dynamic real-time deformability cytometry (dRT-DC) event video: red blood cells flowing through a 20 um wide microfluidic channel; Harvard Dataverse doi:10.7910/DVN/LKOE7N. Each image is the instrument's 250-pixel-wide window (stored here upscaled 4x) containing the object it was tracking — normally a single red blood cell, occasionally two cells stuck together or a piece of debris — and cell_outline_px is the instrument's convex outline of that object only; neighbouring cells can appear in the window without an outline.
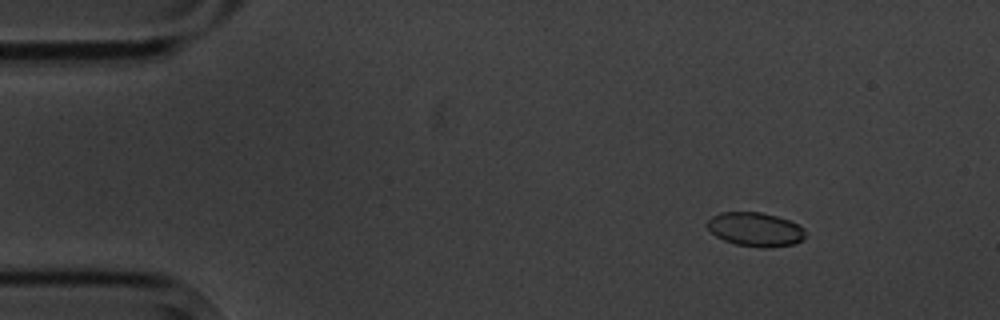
{"species": "common noctule bat (a hibernating species)", "species_latin": "Nyctalus noctula", "temperature_condition": "cold", "stored_images_in_passage": 10, "camera_frame_rate_fps": 3000, "um_per_image_px": 0.085, "animal": {"sex": "male", "body_mass_g": 20.1, "forearm_length_mm": 53.5}, "frame": {"image": 1, "passage_image": 1, "time_ms": 0.0, "image_size_px": [1000, 320], "cell_outline_px": [[804, 240], [796, 244], [772, 248], [760, 248], [736, 244], [724, 240], [716, 236], [708, 228], [708, 220], [712, 216], [720, 212], [760, 212], [776, 216], [800, 224], [804, 228]], "centroid_in_image_um": [64.25, 19.51], "position_along_channel_um": 20.8, "area_um2": 19.59}}
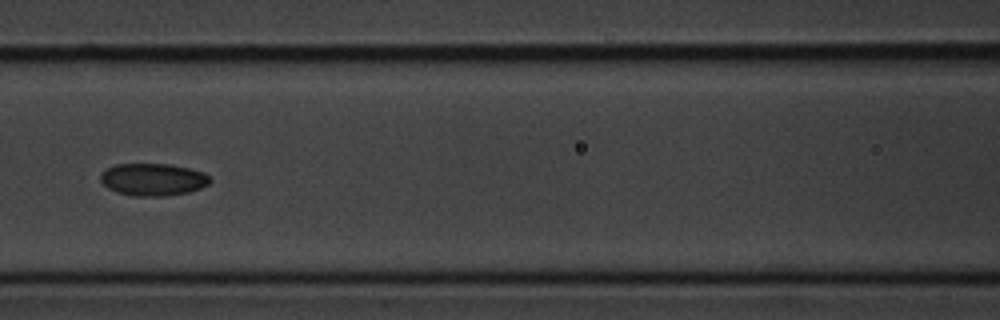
{"frame": {"image": 2, "passage_image": 6, "time_ms": 6.0, "image_size_px": [1000, 320], "cell_outline_px": [[212, 180], [208, 184], [200, 188], [188, 192], [164, 196], [132, 196], [116, 192], [108, 188], [100, 180], [100, 176], [108, 168], [116, 164], [168, 164], [188, 168], [204, 172]], "centroid_in_image_um": [13.01, 15.26], "position_along_channel_um": 153.6, "area_um2": 20.52}}
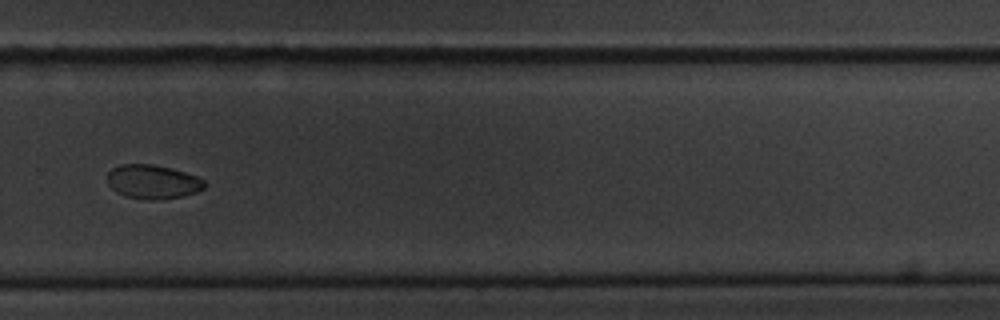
{"frame": {"image": 3, "passage_image": 10, "time_ms": 10.667, "image_size_px": [1000, 320], "cell_outline_px": [[204, 188], [196, 192], [184, 196], [156, 200], [148, 200], [124, 196], [116, 192], [108, 184], [108, 172], [112, 168], [120, 164], [152, 164], [184, 172], [196, 176], [204, 180]], "centroid_in_image_um": [12.96, 15.46], "position_along_channel_um": 316.8, "area_um2": 19.19}}